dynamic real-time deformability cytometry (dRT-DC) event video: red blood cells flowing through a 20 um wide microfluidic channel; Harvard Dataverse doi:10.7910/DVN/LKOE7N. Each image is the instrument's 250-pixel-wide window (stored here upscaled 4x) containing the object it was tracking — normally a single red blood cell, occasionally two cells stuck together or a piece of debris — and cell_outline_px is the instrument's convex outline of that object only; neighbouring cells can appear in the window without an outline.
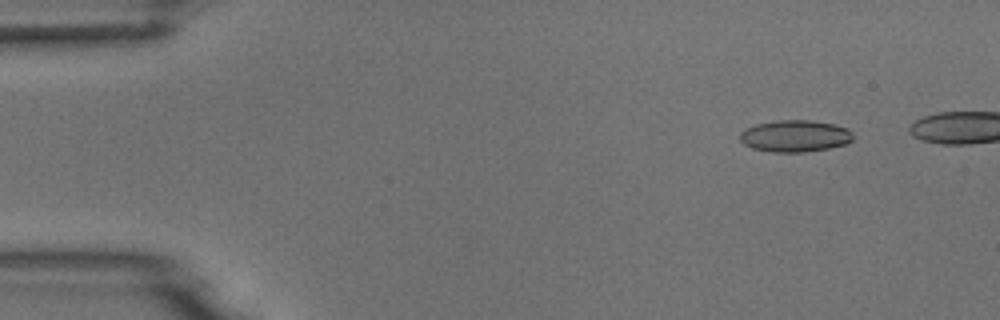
{"species": "common noctule bat (a hibernating species)", "species_latin": "Nyctalus noctula", "temperature_condition": "room temperature", "stored_images_in_passage": 6, "camera_frame_rate_fps": 3000, "um_per_image_px": 0.085, "animal": {"sex": "male", "body_mass_g": 18.8}, "frame": {"image": 1, "passage_image": 2, "time_ms": 1.333, "image_size_px": [1000, 320], "cell_outline_px": [[852, 140], [844, 144], [828, 148], [804, 152], [772, 152], [752, 148], [744, 144], [740, 140], [740, 132], [756, 124], [776, 120], [812, 120], [836, 124], [848, 128], [852, 132]], "centroid_in_image_um": [67.58, 11.55], "position_along_channel_um": 17.4, "area_um2": 20.98}}